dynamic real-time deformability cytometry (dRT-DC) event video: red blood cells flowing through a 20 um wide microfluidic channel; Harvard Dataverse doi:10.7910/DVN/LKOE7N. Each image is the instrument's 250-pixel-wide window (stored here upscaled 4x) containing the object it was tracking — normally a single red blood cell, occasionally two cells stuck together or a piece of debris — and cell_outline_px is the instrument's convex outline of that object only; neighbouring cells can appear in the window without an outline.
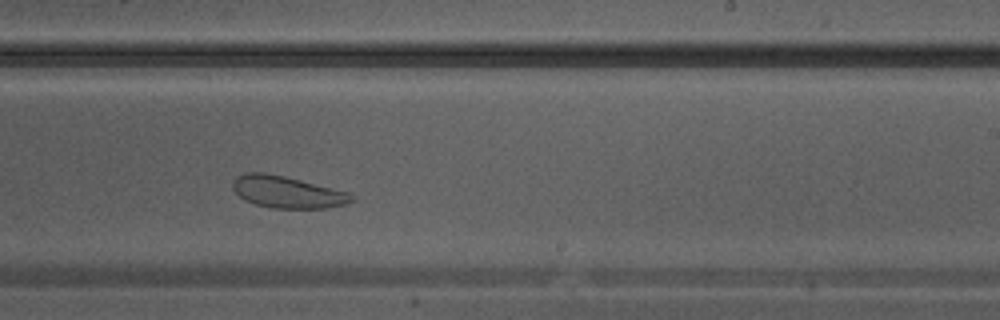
{"species": "Egyptian fruit bat (a non-hibernating species)", "species_latin": "Rousettus aegyptiacus", "temperature_condition": "warm", "stored_images_in_passage": 18, "camera_frame_rate_fps": 3000, "um_per_image_px": 0.085, "animal": {"sex": "male"}, "frame": {"image": 1, "passage_image": 11, "time_ms": 3.333, "image_size_px": [1000, 320], "cell_outline_px": [[356, 200], [344, 204], [324, 208], [272, 208], [256, 204], [244, 200], [232, 188], [232, 180], [236, 176], [244, 172], [264, 172], [284, 176], [348, 192], [356, 196]], "centroid_in_image_um": [24.39, 16.31], "position_along_channel_um": 264.6, "area_um2": 22.08}}